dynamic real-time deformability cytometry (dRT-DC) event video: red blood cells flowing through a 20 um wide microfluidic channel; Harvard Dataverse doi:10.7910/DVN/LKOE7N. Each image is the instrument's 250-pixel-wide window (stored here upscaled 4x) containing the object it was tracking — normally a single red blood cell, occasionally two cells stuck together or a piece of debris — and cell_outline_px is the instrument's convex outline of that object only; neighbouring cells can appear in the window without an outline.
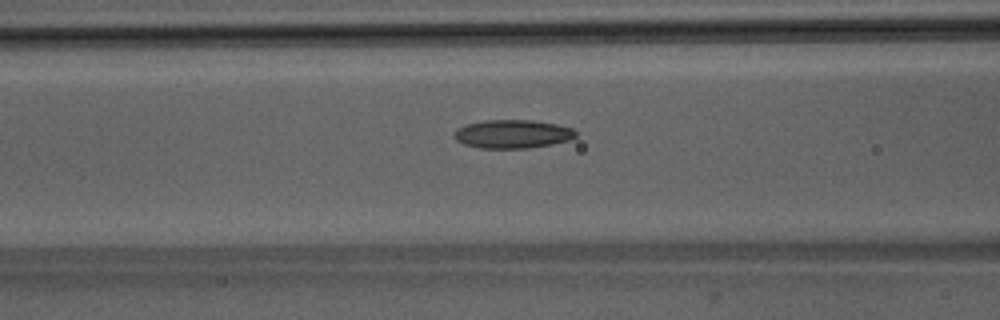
{"species": "Egyptian fruit bat (a non-hibernating species)", "species_latin": "Rousettus aegyptiacus", "temperature_condition": "room temperature", "stored_images_in_passage": 22, "camera_frame_rate_fps": 3000, "um_per_image_px": 0.085, "animal": {"sex": "male"}, "frame": {"image": 1, "passage_image": 7, "time_ms": 2.0, "image_size_px": [1000, 320], "cell_outline_px": [[576, 136], [568, 140], [552, 144], [528, 148], [476, 148], [464, 144], [456, 140], [452, 136], [452, 132], [468, 124], [484, 120], [532, 120], [556, 124], [572, 128], [576, 132]], "centroid_in_image_um": [43.54, 11.39], "position_along_channel_um": 123.1, "area_um2": 20.17}}